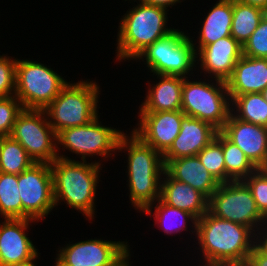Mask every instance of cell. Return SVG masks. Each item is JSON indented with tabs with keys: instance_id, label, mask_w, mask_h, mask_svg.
<instances>
[{
	"instance_id": "1",
	"label": "cell",
	"mask_w": 267,
	"mask_h": 266,
	"mask_svg": "<svg viewBox=\"0 0 267 266\" xmlns=\"http://www.w3.org/2000/svg\"><path fill=\"white\" fill-rule=\"evenodd\" d=\"M124 148L128 149L131 203L140 211L151 214L154 200L160 198L162 182H159V179L165 171L163 155L145 143L133 131L130 139L124 133L121 135L118 149L121 151Z\"/></svg>"
},
{
	"instance_id": "2",
	"label": "cell",
	"mask_w": 267,
	"mask_h": 266,
	"mask_svg": "<svg viewBox=\"0 0 267 266\" xmlns=\"http://www.w3.org/2000/svg\"><path fill=\"white\" fill-rule=\"evenodd\" d=\"M253 231L255 229L217 218L208 211L196 223V235L206 263L247 262L255 246V240H250L254 237L251 234L257 236Z\"/></svg>"
},
{
	"instance_id": "3",
	"label": "cell",
	"mask_w": 267,
	"mask_h": 266,
	"mask_svg": "<svg viewBox=\"0 0 267 266\" xmlns=\"http://www.w3.org/2000/svg\"><path fill=\"white\" fill-rule=\"evenodd\" d=\"M58 156L51 164L55 205L66 201L86 217L94 215V198L99 177L100 163H86Z\"/></svg>"
},
{
	"instance_id": "4",
	"label": "cell",
	"mask_w": 267,
	"mask_h": 266,
	"mask_svg": "<svg viewBox=\"0 0 267 266\" xmlns=\"http://www.w3.org/2000/svg\"><path fill=\"white\" fill-rule=\"evenodd\" d=\"M167 9L140 2L120 21L118 59H136L149 45L174 29L166 28ZM166 28V29H165Z\"/></svg>"
},
{
	"instance_id": "5",
	"label": "cell",
	"mask_w": 267,
	"mask_h": 266,
	"mask_svg": "<svg viewBox=\"0 0 267 266\" xmlns=\"http://www.w3.org/2000/svg\"><path fill=\"white\" fill-rule=\"evenodd\" d=\"M99 87L94 82L67 83L44 109L56 135L67 128L83 126L97 116Z\"/></svg>"
},
{
	"instance_id": "6",
	"label": "cell",
	"mask_w": 267,
	"mask_h": 266,
	"mask_svg": "<svg viewBox=\"0 0 267 266\" xmlns=\"http://www.w3.org/2000/svg\"><path fill=\"white\" fill-rule=\"evenodd\" d=\"M216 86L203 81L190 82L184 78L181 111L221 131L234 109L228 102L231 99L226 82L216 79Z\"/></svg>"
},
{
	"instance_id": "7",
	"label": "cell",
	"mask_w": 267,
	"mask_h": 266,
	"mask_svg": "<svg viewBox=\"0 0 267 266\" xmlns=\"http://www.w3.org/2000/svg\"><path fill=\"white\" fill-rule=\"evenodd\" d=\"M192 42L182 31L174 29L149 45L137 58L145 57L148 68L156 75L188 78L185 75L194 68L198 57Z\"/></svg>"
},
{
	"instance_id": "8",
	"label": "cell",
	"mask_w": 267,
	"mask_h": 266,
	"mask_svg": "<svg viewBox=\"0 0 267 266\" xmlns=\"http://www.w3.org/2000/svg\"><path fill=\"white\" fill-rule=\"evenodd\" d=\"M67 84L44 64L29 60L16 62L15 96L24 109H45Z\"/></svg>"
},
{
	"instance_id": "9",
	"label": "cell",
	"mask_w": 267,
	"mask_h": 266,
	"mask_svg": "<svg viewBox=\"0 0 267 266\" xmlns=\"http://www.w3.org/2000/svg\"><path fill=\"white\" fill-rule=\"evenodd\" d=\"M44 115V116H43ZM44 109H23L16 118L10 136L17 140L35 163L51 164L58 158L56 133L47 121Z\"/></svg>"
},
{
	"instance_id": "10",
	"label": "cell",
	"mask_w": 267,
	"mask_h": 266,
	"mask_svg": "<svg viewBox=\"0 0 267 266\" xmlns=\"http://www.w3.org/2000/svg\"><path fill=\"white\" fill-rule=\"evenodd\" d=\"M208 212L252 230L267 220L257 209L252 193L243 180L220 183L208 198Z\"/></svg>"
},
{
	"instance_id": "11",
	"label": "cell",
	"mask_w": 267,
	"mask_h": 266,
	"mask_svg": "<svg viewBox=\"0 0 267 266\" xmlns=\"http://www.w3.org/2000/svg\"><path fill=\"white\" fill-rule=\"evenodd\" d=\"M22 219L39 220L56 206L50 164L34 163L18 175Z\"/></svg>"
},
{
	"instance_id": "12",
	"label": "cell",
	"mask_w": 267,
	"mask_h": 266,
	"mask_svg": "<svg viewBox=\"0 0 267 266\" xmlns=\"http://www.w3.org/2000/svg\"><path fill=\"white\" fill-rule=\"evenodd\" d=\"M57 255L63 266H129L127 242L91 239L70 244Z\"/></svg>"
},
{
	"instance_id": "13",
	"label": "cell",
	"mask_w": 267,
	"mask_h": 266,
	"mask_svg": "<svg viewBox=\"0 0 267 266\" xmlns=\"http://www.w3.org/2000/svg\"><path fill=\"white\" fill-rule=\"evenodd\" d=\"M123 133L116 129L100 125L98 116L90 123L64 129L56 135V142L71 152L82 155L86 161L87 155L104 156L118 149V142Z\"/></svg>"
},
{
	"instance_id": "14",
	"label": "cell",
	"mask_w": 267,
	"mask_h": 266,
	"mask_svg": "<svg viewBox=\"0 0 267 266\" xmlns=\"http://www.w3.org/2000/svg\"><path fill=\"white\" fill-rule=\"evenodd\" d=\"M185 116L181 110L140 112V127L133 132L163 155L178 136Z\"/></svg>"
},
{
	"instance_id": "15",
	"label": "cell",
	"mask_w": 267,
	"mask_h": 266,
	"mask_svg": "<svg viewBox=\"0 0 267 266\" xmlns=\"http://www.w3.org/2000/svg\"><path fill=\"white\" fill-rule=\"evenodd\" d=\"M33 219H5L0 224V266H18L38 257L25 230Z\"/></svg>"
},
{
	"instance_id": "16",
	"label": "cell",
	"mask_w": 267,
	"mask_h": 266,
	"mask_svg": "<svg viewBox=\"0 0 267 266\" xmlns=\"http://www.w3.org/2000/svg\"><path fill=\"white\" fill-rule=\"evenodd\" d=\"M221 132L258 168L267 160V127L242 121L230 113Z\"/></svg>"
},
{
	"instance_id": "17",
	"label": "cell",
	"mask_w": 267,
	"mask_h": 266,
	"mask_svg": "<svg viewBox=\"0 0 267 266\" xmlns=\"http://www.w3.org/2000/svg\"><path fill=\"white\" fill-rule=\"evenodd\" d=\"M217 132L211 124L185 116L178 136L163 154L164 165L180 157L197 156L216 137Z\"/></svg>"
},
{
	"instance_id": "18",
	"label": "cell",
	"mask_w": 267,
	"mask_h": 266,
	"mask_svg": "<svg viewBox=\"0 0 267 266\" xmlns=\"http://www.w3.org/2000/svg\"><path fill=\"white\" fill-rule=\"evenodd\" d=\"M202 70L214 74L215 80L227 81L236 62L243 56V46L228 36L204 46L199 51Z\"/></svg>"
},
{
	"instance_id": "19",
	"label": "cell",
	"mask_w": 267,
	"mask_h": 266,
	"mask_svg": "<svg viewBox=\"0 0 267 266\" xmlns=\"http://www.w3.org/2000/svg\"><path fill=\"white\" fill-rule=\"evenodd\" d=\"M229 96L262 93L267 87V58L242 56L226 81Z\"/></svg>"
},
{
	"instance_id": "20",
	"label": "cell",
	"mask_w": 267,
	"mask_h": 266,
	"mask_svg": "<svg viewBox=\"0 0 267 266\" xmlns=\"http://www.w3.org/2000/svg\"><path fill=\"white\" fill-rule=\"evenodd\" d=\"M165 171L175 180L186 183L209 198L220 182L209 173L198 156L180 157L170 160Z\"/></svg>"
},
{
	"instance_id": "21",
	"label": "cell",
	"mask_w": 267,
	"mask_h": 266,
	"mask_svg": "<svg viewBox=\"0 0 267 266\" xmlns=\"http://www.w3.org/2000/svg\"><path fill=\"white\" fill-rule=\"evenodd\" d=\"M166 180L162 181L160 199L180 210L192 214L197 220L208 211V198L186 183L173 179L166 171Z\"/></svg>"
},
{
	"instance_id": "22",
	"label": "cell",
	"mask_w": 267,
	"mask_h": 266,
	"mask_svg": "<svg viewBox=\"0 0 267 266\" xmlns=\"http://www.w3.org/2000/svg\"><path fill=\"white\" fill-rule=\"evenodd\" d=\"M159 83L148 90V95L142 103L140 112H160L181 110L182 87L184 77L157 75Z\"/></svg>"
},
{
	"instance_id": "23",
	"label": "cell",
	"mask_w": 267,
	"mask_h": 266,
	"mask_svg": "<svg viewBox=\"0 0 267 266\" xmlns=\"http://www.w3.org/2000/svg\"><path fill=\"white\" fill-rule=\"evenodd\" d=\"M233 0H219L205 17L199 37V50L215 41L231 36Z\"/></svg>"
},
{
	"instance_id": "24",
	"label": "cell",
	"mask_w": 267,
	"mask_h": 266,
	"mask_svg": "<svg viewBox=\"0 0 267 266\" xmlns=\"http://www.w3.org/2000/svg\"><path fill=\"white\" fill-rule=\"evenodd\" d=\"M266 13L259 7L233 0L231 36L244 46Z\"/></svg>"
},
{
	"instance_id": "25",
	"label": "cell",
	"mask_w": 267,
	"mask_h": 266,
	"mask_svg": "<svg viewBox=\"0 0 267 266\" xmlns=\"http://www.w3.org/2000/svg\"><path fill=\"white\" fill-rule=\"evenodd\" d=\"M35 162L11 136L0 137V172L19 175Z\"/></svg>"
},
{
	"instance_id": "26",
	"label": "cell",
	"mask_w": 267,
	"mask_h": 266,
	"mask_svg": "<svg viewBox=\"0 0 267 266\" xmlns=\"http://www.w3.org/2000/svg\"><path fill=\"white\" fill-rule=\"evenodd\" d=\"M222 151L224 154L226 182L247 178L257 170L244 152L222 133Z\"/></svg>"
},
{
	"instance_id": "27",
	"label": "cell",
	"mask_w": 267,
	"mask_h": 266,
	"mask_svg": "<svg viewBox=\"0 0 267 266\" xmlns=\"http://www.w3.org/2000/svg\"><path fill=\"white\" fill-rule=\"evenodd\" d=\"M230 98V104L237 107V113H234L236 118L267 127V101L262 93H247Z\"/></svg>"
},
{
	"instance_id": "28",
	"label": "cell",
	"mask_w": 267,
	"mask_h": 266,
	"mask_svg": "<svg viewBox=\"0 0 267 266\" xmlns=\"http://www.w3.org/2000/svg\"><path fill=\"white\" fill-rule=\"evenodd\" d=\"M0 214L5 219H22L18 175L0 172Z\"/></svg>"
},
{
	"instance_id": "29",
	"label": "cell",
	"mask_w": 267,
	"mask_h": 266,
	"mask_svg": "<svg viewBox=\"0 0 267 266\" xmlns=\"http://www.w3.org/2000/svg\"><path fill=\"white\" fill-rule=\"evenodd\" d=\"M198 158L206 170L220 183L226 182V169L222 151V132L218 131L216 137L198 154Z\"/></svg>"
},
{
	"instance_id": "30",
	"label": "cell",
	"mask_w": 267,
	"mask_h": 266,
	"mask_svg": "<svg viewBox=\"0 0 267 266\" xmlns=\"http://www.w3.org/2000/svg\"><path fill=\"white\" fill-rule=\"evenodd\" d=\"M157 201H158V205H156V207H155L156 209H155V213H154V216L156 218L155 220H157L156 222H159L160 225L163 226L162 229H164L163 231L166 234H171L173 232H179L180 230H183V229L186 230L185 223L187 222V220L189 221V219L194 224V227H195L194 232H196L197 219L192 214H190L187 211L180 210L176 207H172V206L164 203L160 198ZM175 218L176 219L180 218L181 220L180 219H178V220L183 221V222L181 223L179 221L181 224H179V222H174V221H177V220H174Z\"/></svg>"
},
{
	"instance_id": "31",
	"label": "cell",
	"mask_w": 267,
	"mask_h": 266,
	"mask_svg": "<svg viewBox=\"0 0 267 266\" xmlns=\"http://www.w3.org/2000/svg\"><path fill=\"white\" fill-rule=\"evenodd\" d=\"M23 106L16 96L0 97V137L10 136Z\"/></svg>"
},
{
	"instance_id": "32",
	"label": "cell",
	"mask_w": 267,
	"mask_h": 266,
	"mask_svg": "<svg viewBox=\"0 0 267 266\" xmlns=\"http://www.w3.org/2000/svg\"><path fill=\"white\" fill-rule=\"evenodd\" d=\"M243 55L254 58H267V13L261 19L249 40L244 44Z\"/></svg>"
},
{
	"instance_id": "33",
	"label": "cell",
	"mask_w": 267,
	"mask_h": 266,
	"mask_svg": "<svg viewBox=\"0 0 267 266\" xmlns=\"http://www.w3.org/2000/svg\"><path fill=\"white\" fill-rule=\"evenodd\" d=\"M243 181L250 189L257 209L267 219V178L257 169Z\"/></svg>"
},
{
	"instance_id": "34",
	"label": "cell",
	"mask_w": 267,
	"mask_h": 266,
	"mask_svg": "<svg viewBox=\"0 0 267 266\" xmlns=\"http://www.w3.org/2000/svg\"><path fill=\"white\" fill-rule=\"evenodd\" d=\"M16 62V59L11 60L9 57L0 56V97L15 95Z\"/></svg>"
},
{
	"instance_id": "35",
	"label": "cell",
	"mask_w": 267,
	"mask_h": 266,
	"mask_svg": "<svg viewBox=\"0 0 267 266\" xmlns=\"http://www.w3.org/2000/svg\"><path fill=\"white\" fill-rule=\"evenodd\" d=\"M247 264L248 266H267V255L255 244Z\"/></svg>"
},
{
	"instance_id": "36",
	"label": "cell",
	"mask_w": 267,
	"mask_h": 266,
	"mask_svg": "<svg viewBox=\"0 0 267 266\" xmlns=\"http://www.w3.org/2000/svg\"><path fill=\"white\" fill-rule=\"evenodd\" d=\"M141 2H144L149 5H155L157 7H161L164 9H167L166 7H170V5H174L177 2H180V0H140Z\"/></svg>"
},
{
	"instance_id": "37",
	"label": "cell",
	"mask_w": 267,
	"mask_h": 266,
	"mask_svg": "<svg viewBox=\"0 0 267 266\" xmlns=\"http://www.w3.org/2000/svg\"><path fill=\"white\" fill-rule=\"evenodd\" d=\"M242 3L259 7L267 12V0H239Z\"/></svg>"
},
{
	"instance_id": "38",
	"label": "cell",
	"mask_w": 267,
	"mask_h": 266,
	"mask_svg": "<svg viewBox=\"0 0 267 266\" xmlns=\"http://www.w3.org/2000/svg\"><path fill=\"white\" fill-rule=\"evenodd\" d=\"M204 266H248L247 262L207 263Z\"/></svg>"
},
{
	"instance_id": "39",
	"label": "cell",
	"mask_w": 267,
	"mask_h": 266,
	"mask_svg": "<svg viewBox=\"0 0 267 266\" xmlns=\"http://www.w3.org/2000/svg\"><path fill=\"white\" fill-rule=\"evenodd\" d=\"M265 235L266 236H263V240L261 238L258 240V242H255V243L267 255V233Z\"/></svg>"
},
{
	"instance_id": "40",
	"label": "cell",
	"mask_w": 267,
	"mask_h": 266,
	"mask_svg": "<svg viewBox=\"0 0 267 266\" xmlns=\"http://www.w3.org/2000/svg\"><path fill=\"white\" fill-rule=\"evenodd\" d=\"M267 178V160L257 168Z\"/></svg>"
},
{
	"instance_id": "41",
	"label": "cell",
	"mask_w": 267,
	"mask_h": 266,
	"mask_svg": "<svg viewBox=\"0 0 267 266\" xmlns=\"http://www.w3.org/2000/svg\"><path fill=\"white\" fill-rule=\"evenodd\" d=\"M34 260H32V261H30V262H28V263H24V264H22V265H18V266H36V265H34L33 262Z\"/></svg>"
},
{
	"instance_id": "42",
	"label": "cell",
	"mask_w": 267,
	"mask_h": 266,
	"mask_svg": "<svg viewBox=\"0 0 267 266\" xmlns=\"http://www.w3.org/2000/svg\"><path fill=\"white\" fill-rule=\"evenodd\" d=\"M264 99L267 101V87L262 91Z\"/></svg>"
},
{
	"instance_id": "43",
	"label": "cell",
	"mask_w": 267,
	"mask_h": 266,
	"mask_svg": "<svg viewBox=\"0 0 267 266\" xmlns=\"http://www.w3.org/2000/svg\"><path fill=\"white\" fill-rule=\"evenodd\" d=\"M55 266H63L58 260H56V265Z\"/></svg>"
}]
</instances>
